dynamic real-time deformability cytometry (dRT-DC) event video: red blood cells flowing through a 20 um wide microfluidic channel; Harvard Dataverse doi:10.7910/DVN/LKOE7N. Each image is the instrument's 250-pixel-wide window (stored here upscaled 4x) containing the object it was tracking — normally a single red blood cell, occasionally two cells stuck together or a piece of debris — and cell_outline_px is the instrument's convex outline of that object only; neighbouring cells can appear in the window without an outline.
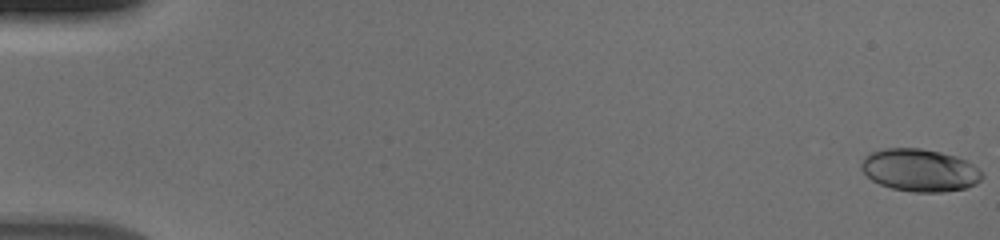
{"species": "human", "species_latin": "Homo sapiens", "temperature_condition": "cold", "stored_images_in_passage": 54, "camera_frame_rate_fps": 3000, "um_per_image_px": 0.085, "donor": {"sex": "male"}, "frame": {"image": 1, "passage_image": 1, "time_ms": 0.0, "image_size_px": [1000, 240], "cell_outline_px": [[984, 176], [976, 184], [964, 188], [944, 192], [912, 192], [892, 188], [880, 184], [872, 180], [860, 168], [860, 164], [864, 156], [868, 152], [884, 148], [920, 148], [940, 152], [956, 156], [980, 168]], "centroid_in_image_um": [78.16, 14.46], "position_along_channel_um": 6.8, "area_um2": 30.11}}
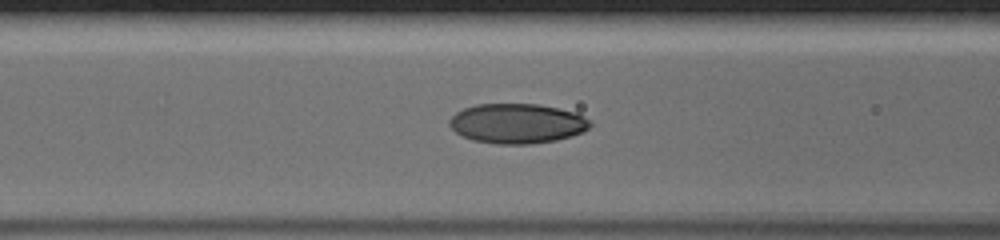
{"frame": {"image": 2, "passage_image": 24, "time_ms": 7.667, "image_size_px": [1000, 240], "cell_outline_px": [[592, 124], [588, 128], [572, 136], [556, 140], [528, 144], [496, 144], [472, 140], [456, 132], [448, 124], [448, 120], [456, 112], [464, 108], [476, 104], [536, 104], [576, 112], [584, 116]], "centroid_in_image_um": [43.93, 10.49], "position_along_channel_um": 122.7, "area_um2": 32.54}}
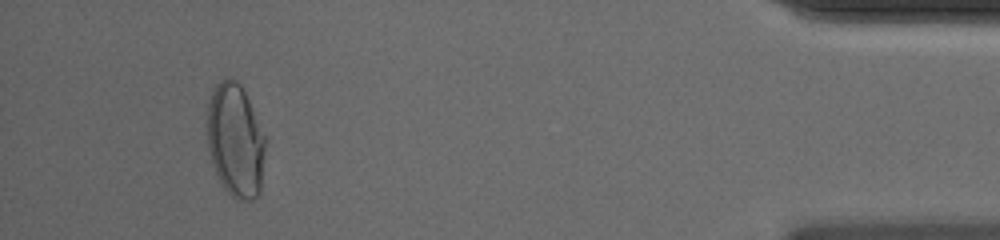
{"frame": {"image": 3, "passage_image": 51, "time_ms": 16.667, "image_size_px": [1000, 240], "cell_outline_px": [[264, 156], [260, 192], [252, 200], [236, 200], [224, 188], [216, 172], [208, 148], [208, 104], [212, 92], [216, 84], [220, 80], [228, 76], [232, 76], [240, 84], [248, 100], [264, 136]], "centroid_in_image_um": [20.0, 11.93], "position_along_channel_um": 415.2, "area_um2": 37.92}}